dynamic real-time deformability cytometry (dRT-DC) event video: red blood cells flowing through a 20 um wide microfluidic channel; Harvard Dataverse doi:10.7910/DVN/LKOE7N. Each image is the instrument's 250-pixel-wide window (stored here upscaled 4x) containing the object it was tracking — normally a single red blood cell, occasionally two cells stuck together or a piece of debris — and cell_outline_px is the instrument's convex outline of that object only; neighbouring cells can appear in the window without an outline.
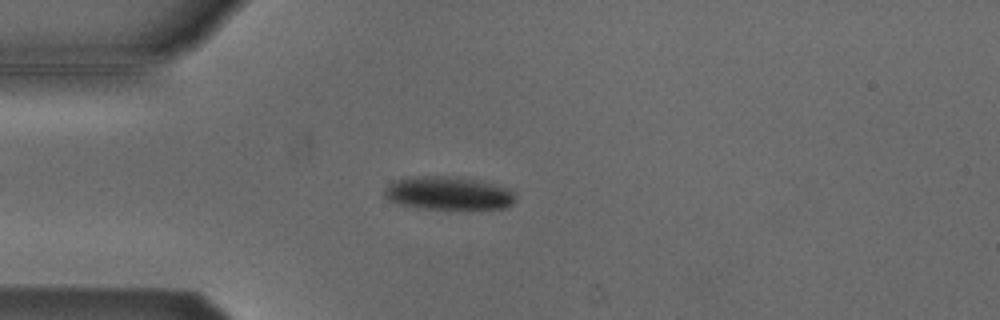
{"species": "Egyptian fruit bat (a non-hibernating species)", "species_latin": "Rousettus aegyptiacus", "temperature_condition": "cold", "stored_images_in_passage": 4, "camera_frame_rate_fps": 3000, "um_per_image_px": 0.085, "animal": {"sex": "male"}, "frame": {"image": 1, "passage_image": 4, "time_ms": 1.0, "image_size_px": [1000, 320], "cell_outline_px": [[516, 200], [512, 204], [504, 208], [424, 208], [400, 204], [388, 200], [384, 196], [384, 188], [396, 180], [420, 176], [456, 176], [476, 180], [508, 188], [516, 196]], "centroid_in_image_um": [38.1, 16.41], "position_along_channel_um": 46.9, "area_um2": 24.97}}